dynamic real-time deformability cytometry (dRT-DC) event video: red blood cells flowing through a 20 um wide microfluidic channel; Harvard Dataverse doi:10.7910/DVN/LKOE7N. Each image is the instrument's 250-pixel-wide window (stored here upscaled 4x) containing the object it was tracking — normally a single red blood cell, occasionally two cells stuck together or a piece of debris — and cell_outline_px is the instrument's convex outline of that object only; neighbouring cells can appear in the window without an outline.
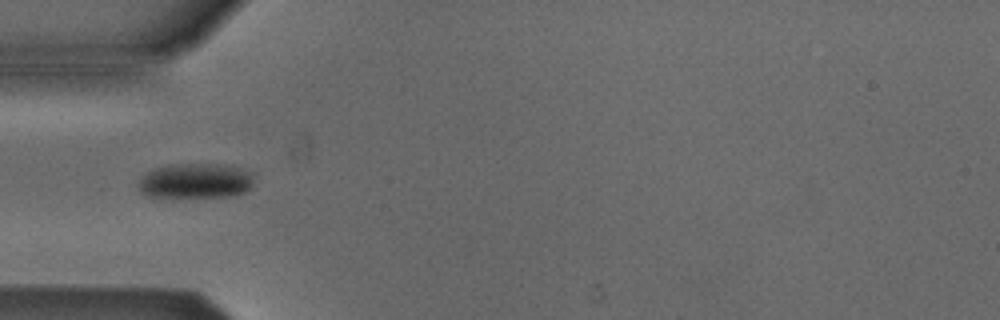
{"species": "Egyptian fruit bat (a non-hibernating species)", "species_latin": "Rousettus aegyptiacus", "temperature_condition": "cold", "stored_images_in_passage": 5, "camera_frame_rate_fps": 3000, "um_per_image_px": 0.085, "animal": {"sex": "male"}, "frame": {"image": 1, "passage_image": 2, "time_ms": 1.333, "image_size_px": [1000, 320], "cell_outline_px": [[252, 188], [244, 192], [232, 196], [148, 196], [140, 192], [136, 184], [148, 172], [156, 168], [168, 164], [220, 164], [240, 168], [252, 172]], "centroid_in_image_um": [16.63, 15.36], "position_along_channel_um": 68.4, "area_um2": 23.41}}
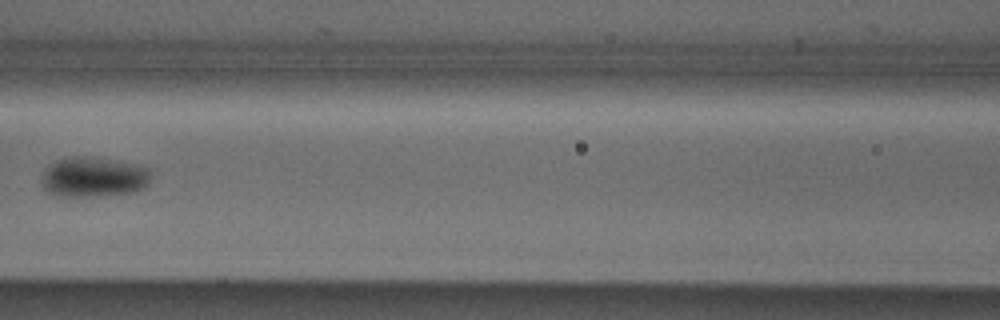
{"frame": {"image": 2, "passage_image": 4, "time_ms": 3.667, "image_size_px": [1000, 320], "cell_outline_px": [[152, 176], [148, 184], [144, 188], [136, 192], [96, 196], [60, 196], [48, 192], [44, 188], [44, 172], [56, 160], [72, 156], [84, 156], [112, 160], [136, 164], [148, 168], [152, 172]], "centroid_in_image_um": [8.03, 15.05], "position_along_channel_um": 158.6, "area_um2": 25.37}}
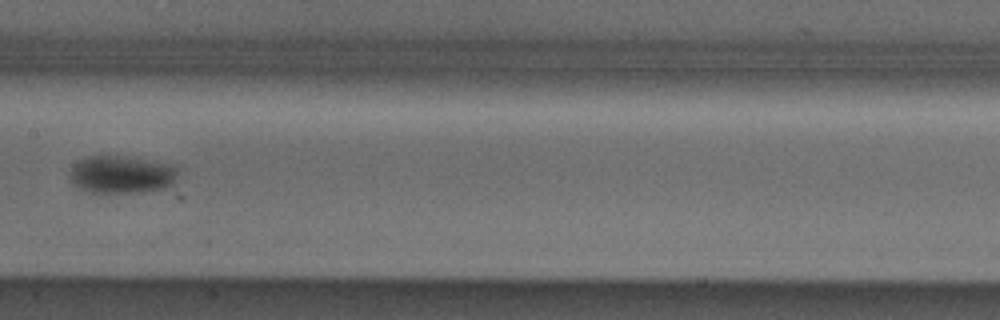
{"frame": {"image": 3, "passage_image": 5, "time_ms": 4.667, "image_size_px": [1000, 320], "cell_outline_px": [[176, 172], [172, 184], [164, 188], [136, 192], [96, 196], [80, 188], [72, 180], [72, 168], [80, 160], [88, 156], [124, 156], [172, 164], [176, 168]], "centroid_in_image_um": [10.31, 14.87], "position_along_channel_um": 197.1, "area_um2": 23.76}}